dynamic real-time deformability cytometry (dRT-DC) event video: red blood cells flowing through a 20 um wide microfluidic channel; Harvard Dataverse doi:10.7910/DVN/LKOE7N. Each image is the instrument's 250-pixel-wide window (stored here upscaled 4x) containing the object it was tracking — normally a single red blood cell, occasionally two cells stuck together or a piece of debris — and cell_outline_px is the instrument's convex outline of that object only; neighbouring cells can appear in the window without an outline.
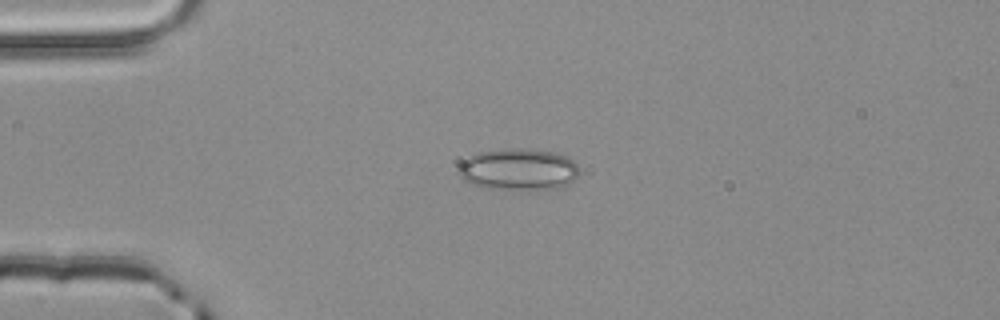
{"species": "common noctule bat (a hibernating species)", "species_latin": "Nyctalus noctula", "temperature_condition": "room temperature", "stored_images_in_passage": 3, "camera_frame_rate_fps": 3000, "um_per_image_px": 0.085, "animal": {"sex": "male", "body_mass_g": 20.4}, "frame": {"image": 1, "passage_image": 2, "time_ms": 0.333, "image_size_px": [1000, 320], "cell_outline_px": [[580, 172], [564, 188], [488, 188], [472, 184], [464, 180], [456, 172], [456, 168], [468, 156], [476, 152], [504, 148], [524, 148], [552, 152], [568, 156], [580, 168]], "centroid_in_image_um": [44.04, 14.37], "position_along_channel_um": 41.0, "area_um2": 29.36}}